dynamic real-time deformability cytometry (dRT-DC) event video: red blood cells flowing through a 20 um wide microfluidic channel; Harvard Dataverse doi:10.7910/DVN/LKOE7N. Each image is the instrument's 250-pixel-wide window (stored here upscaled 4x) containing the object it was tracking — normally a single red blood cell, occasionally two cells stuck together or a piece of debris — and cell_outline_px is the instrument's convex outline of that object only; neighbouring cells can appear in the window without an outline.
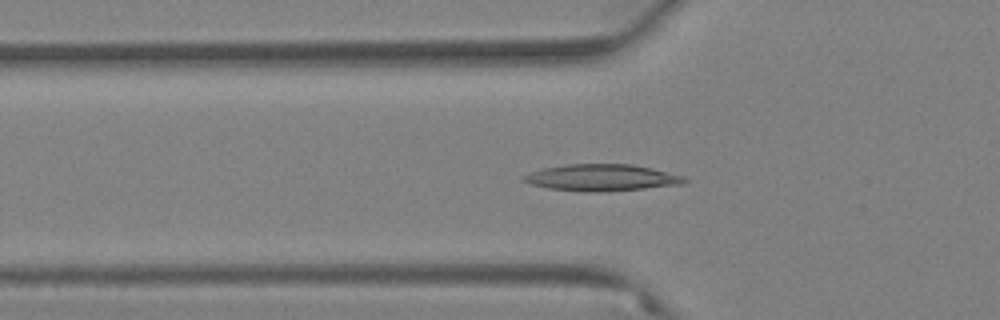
{"species": "Egyptian fruit bat (a non-hibernating species)", "species_latin": "Rousettus aegyptiacus", "temperature_condition": "warm", "stored_images_in_passage": 60, "camera_frame_rate_fps": 3000, "um_per_image_px": 0.085, "animal": {"sex": "female"}, "frame": {"image": 1, "passage_image": 21, "time_ms": 6.667, "image_size_px": [1000, 320], "cell_outline_px": [[688, 180], [684, 184], [604, 192], [584, 192], [548, 188], [532, 184], [520, 180], [520, 176], [544, 168], [568, 164], [632, 164], [652, 168], [684, 176]], "centroid_in_image_um": [51.14, 15.1], "position_along_channel_um": 74.7, "area_um2": 25.03}}
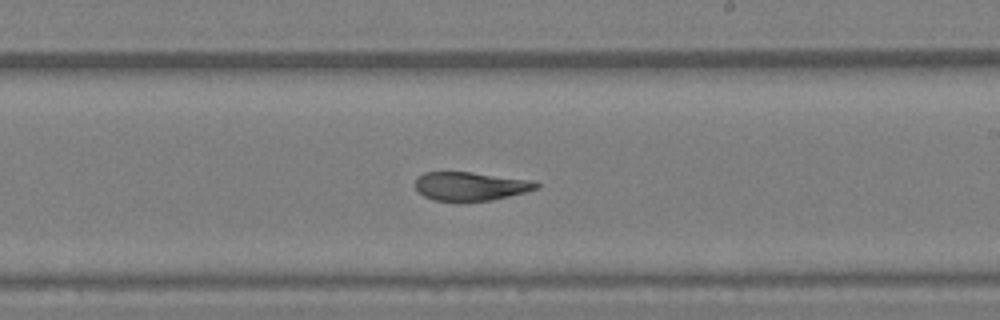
{"frame": {"image": 2, "passage_image": 36, "time_ms": 11.667, "image_size_px": [1000, 320], "cell_outline_px": [[540, 188], [492, 200], [432, 200], [424, 196], [416, 188], [416, 176], [424, 172], [472, 172], [532, 180], [540, 184]], "centroid_in_image_um": [40.0, 15.81], "position_along_channel_um": 249.0, "area_um2": 20.0}}
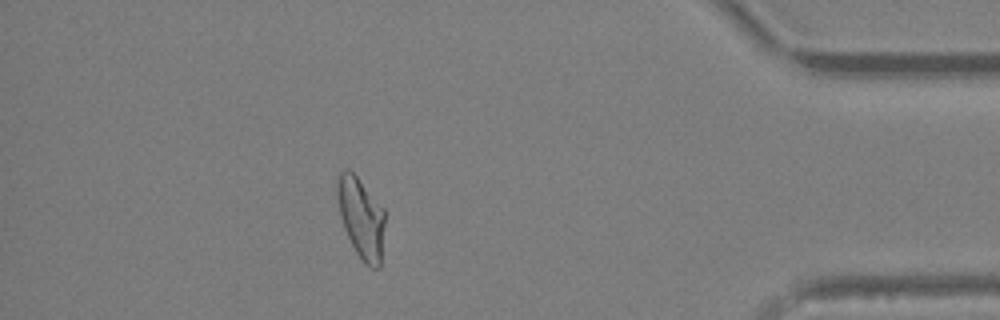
{"frame": {"image": 3, "passage_image": 53, "time_ms": 17.333, "image_size_px": [1000, 320], "cell_outline_px": [[384, 224], [380, 268], [372, 268], [364, 264], [356, 252], [344, 228], [340, 216], [336, 196], [336, 180], [340, 172], [344, 168], [348, 168], [356, 176], [384, 208]], "centroid_in_image_um": [30.67, 18.5], "position_along_channel_um": 404.5, "area_um2": 22.43}, "authors_computed_cell_mechanics": {"area_um2": 23.12, "velocity_mm_per_s": 3.4837, "shape_relaxation_time_tau1_ms": null, "shape_relaxation_time_tau2_ms": 3.2331, "deformation_change_tau1": null, "deformation_change_tau2": 0.1081}}